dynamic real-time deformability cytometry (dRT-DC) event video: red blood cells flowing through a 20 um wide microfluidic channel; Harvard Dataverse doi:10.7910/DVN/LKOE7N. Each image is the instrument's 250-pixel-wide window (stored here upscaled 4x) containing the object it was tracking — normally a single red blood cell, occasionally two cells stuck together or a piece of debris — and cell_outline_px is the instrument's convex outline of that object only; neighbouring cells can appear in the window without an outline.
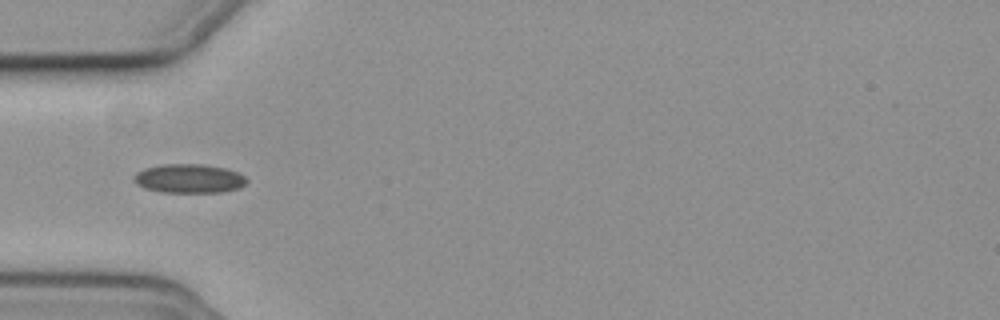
{"species": "common noctule bat (a hibernating species)", "species_latin": "Nyctalus noctula", "temperature_condition": "cold", "stored_images_in_passage": 24, "camera_frame_rate_fps": 3000, "um_per_image_px": 0.085, "animal": {"sex": "female", "body_mass_g": 19.3, "forearm_length_mm": 54.1}, "frame": {"image": 1, "passage_image": 1, "time_ms": 0.0, "image_size_px": [1000, 320], "cell_outline_px": [[248, 180], [240, 188], [220, 192], [160, 192], [144, 188], [136, 184], [132, 180], [132, 176], [136, 172], [144, 168], [160, 164], [204, 164], [228, 168], [244, 176]], "centroid_in_image_um": [16.02, 15.17], "position_along_channel_um": 69.0, "area_um2": 19.31}}
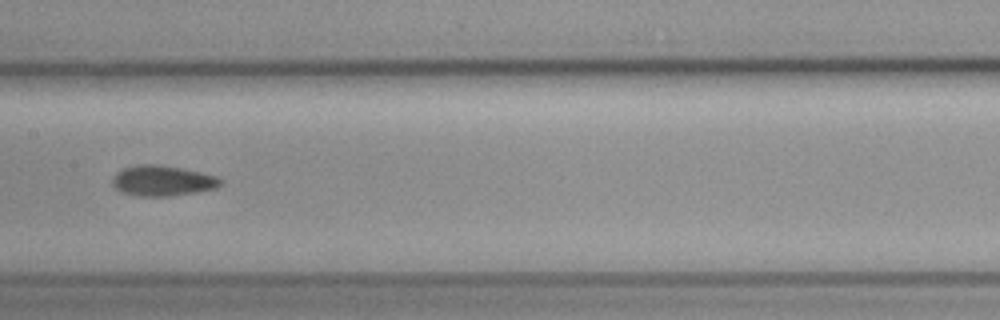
{"frame": {"image": 2, "passage_image": 11, "time_ms": 3.333, "image_size_px": [1000, 320], "cell_outline_px": [[224, 180], [216, 188], [196, 192], [172, 196], [136, 196], [124, 192], [116, 188], [112, 184], [112, 176], [120, 168], [136, 164], [156, 164], [180, 168], [200, 172], [216, 176]], "centroid_in_image_um": [13.78, 15.35], "position_along_channel_um": 193.6, "area_um2": 19.31}}
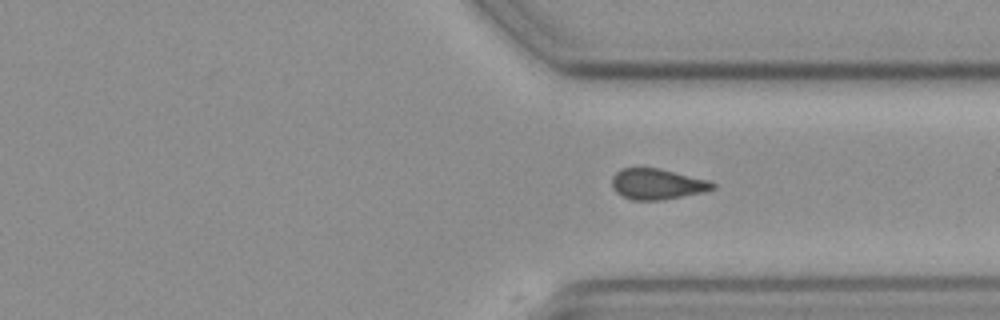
{"frame": {"image": 3, "passage_image": 24, "time_ms": 7.667, "image_size_px": [1000, 320], "cell_outline_px": [[716, 188], [704, 192], [660, 200], [632, 200], [616, 192], [612, 188], [612, 176], [620, 168], [660, 168], [708, 180], [716, 184]], "centroid_in_image_um": [55.86, 15.64], "position_along_channel_um": 355.5, "area_um2": 18.03}}